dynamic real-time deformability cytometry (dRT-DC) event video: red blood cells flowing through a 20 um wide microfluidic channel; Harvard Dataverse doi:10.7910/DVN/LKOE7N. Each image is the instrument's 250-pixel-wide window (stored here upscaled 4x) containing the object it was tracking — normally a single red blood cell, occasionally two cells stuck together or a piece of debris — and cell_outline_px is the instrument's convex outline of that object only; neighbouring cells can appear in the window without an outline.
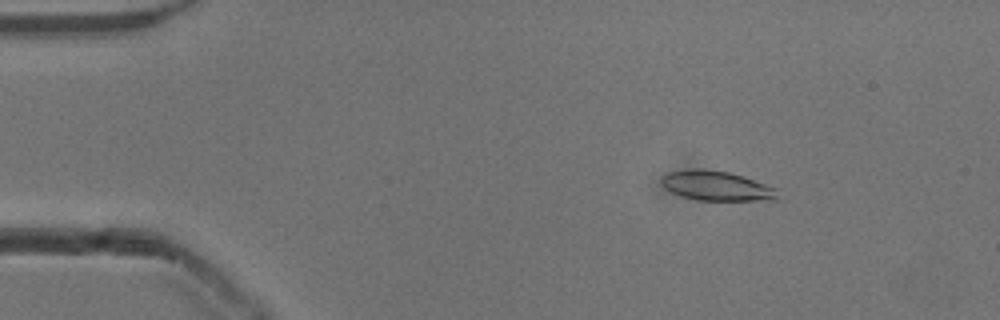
{"species": "common noctule bat (a hibernating species)", "species_latin": "Nyctalus noctula", "temperature_condition": "cold", "stored_images_in_passage": 53, "camera_frame_rate_fps": 3000, "um_per_image_px": 0.085, "animal": {"sex": "male", "body_mass_g": 13.3}, "frame": {"image": 1, "passage_image": 8, "time_ms": 2.333, "image_size_px": [1000, 320], "cell_outline_px": [[784, 200], [696, 200], [680, 196], [664, 188], [660, 180], [668, 172], [692, 168], [704, 168], [728, 172], [744, 176], [780, 188]], "centroid_in_image_um": [61.03, 15.8], "position_along_channel_um": 24.0, "area_um2": 20.81}}
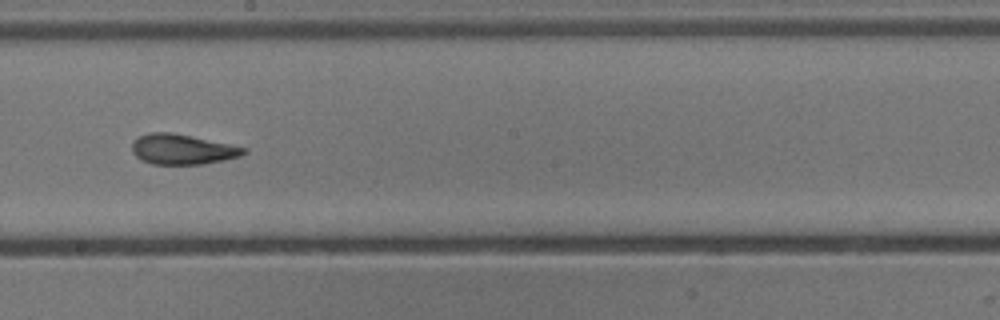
{"frame": {"image": 2, "passage_image": 30, "time_ms": 9.667, "image_size_px": [1000, 320], "cell_outline_px": [[248, 152], [240, 156], [224, 160], [204, 164], [152, 164], [140, 160], [132, 152], [132, 140], [140, 136], [152, 132], [172, 132], [248, 148]], "centroid_in_image_um": [15.49, 12.69], "position_along_channel_um": 232.7, "area_um2": 19.71}}
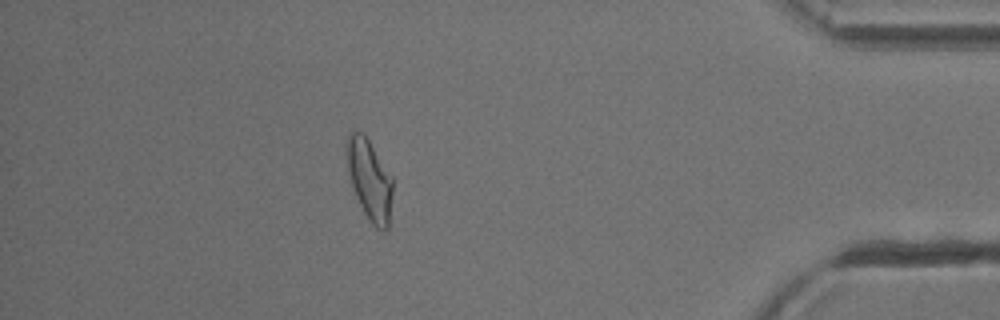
{"frame": {"image": 3, "passage_image": 47, "time_ms": 15.333, "image_size_px": [1000, 320], "cell_outline_px": [[392, 192], [388, 228], [384, 232], [376, 228], [368, 220], [356, 196], [348, 172], [344, 148], [348, 132], [352, 128], [364, 132], [392, 176]], "centroid_in_image_um": [31.37, 15.19], "position_along_channel_um": 403.8, "area_um2": 22.02}, "authors_computed_cell_mechanics": {"area_um2": 20.1722, "velocity_mm_per_s": 3.8587, "shape_relaxation_time_tau1_ms": 4.9349, "shape_relaxation_time_tau2_ms": 2.1153, "deformation_change_tau1": 0.1788, "deformation_change_tau2": 0.1062}}